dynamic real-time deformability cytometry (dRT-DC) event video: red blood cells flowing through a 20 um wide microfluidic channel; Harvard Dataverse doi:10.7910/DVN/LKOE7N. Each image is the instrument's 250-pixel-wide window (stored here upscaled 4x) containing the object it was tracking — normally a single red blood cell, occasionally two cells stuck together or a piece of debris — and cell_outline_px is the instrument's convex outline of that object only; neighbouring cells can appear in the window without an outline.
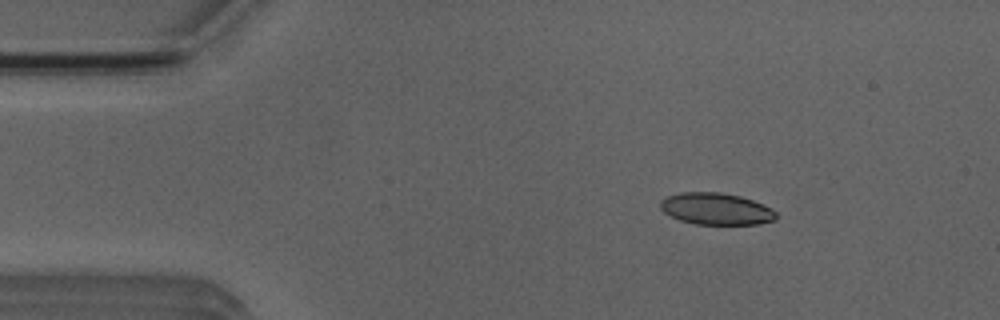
{"species": "Egyptian fruit bat (a non-hibernating species)", "species_latin": "Rousettus aegyptiacus", "temperature_condition": "room temperature", "stored_images_in_passage": 4, "camera_frame_rate_fps": 3000, "um_per_image_px": 0.085, "animal": {"sex": "male"}, "frame": {"image": 1, "passage_image": 2, "time_ms": 1.333, "image_size_px": [1000, 320], "cell_outline_px": [[776, 220], [756, 224], [696, 224], [680, 220], [664, 212], [660, 208], [660, 200], [668, 196], [680, 192], [720, 192], [740, 196], [752, 200], [772, 208], [776, 212]], "centroid_in_image_um": [60.87, 17.75], "position_along_channel_um": 24.1, "area_um2": 21.39}}